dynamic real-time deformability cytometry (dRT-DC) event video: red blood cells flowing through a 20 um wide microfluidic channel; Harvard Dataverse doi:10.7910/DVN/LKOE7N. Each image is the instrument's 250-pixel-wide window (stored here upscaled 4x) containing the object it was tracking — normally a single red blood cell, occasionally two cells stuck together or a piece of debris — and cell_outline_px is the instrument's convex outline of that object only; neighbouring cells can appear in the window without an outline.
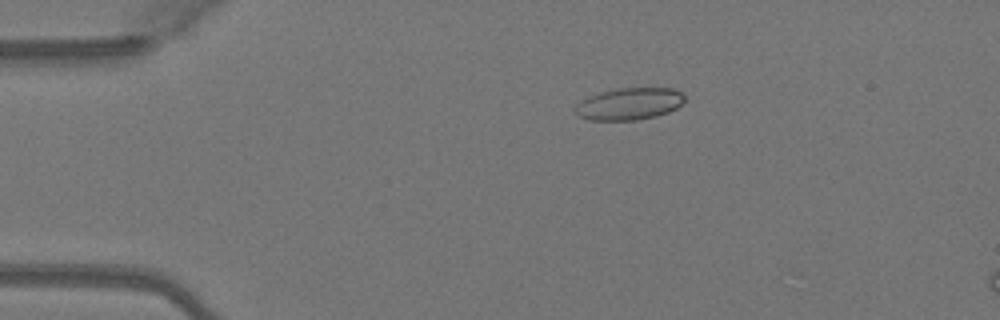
{"species": "Egyptian fruit bat (a non-hibernating species)", "species_latin": "Rousettus aegyptiacus", "temperature_condition": "warm", "stored_images_in_passage": 9, "camera_frame_rate_fps": 3000, "um_per_image_px": 0.085, "animal": {"sex": "female"}, "frame": {"image": 1, "passage_image": 3, "time_ms": 0.667, "image_size_px": [1000, 320], "cell_outline_px": [[684, 100], [676, 108], [668, 112], [656, 116], [636, 120], [588, 120], [576, 116], [576, 104], [600, 92], [620, 88], [676, 88], [684, 92]], "centroid_in_image_um": [53.52, 8.83], "position_along_channel_um": 31.5, "area_um2": 20.35}}